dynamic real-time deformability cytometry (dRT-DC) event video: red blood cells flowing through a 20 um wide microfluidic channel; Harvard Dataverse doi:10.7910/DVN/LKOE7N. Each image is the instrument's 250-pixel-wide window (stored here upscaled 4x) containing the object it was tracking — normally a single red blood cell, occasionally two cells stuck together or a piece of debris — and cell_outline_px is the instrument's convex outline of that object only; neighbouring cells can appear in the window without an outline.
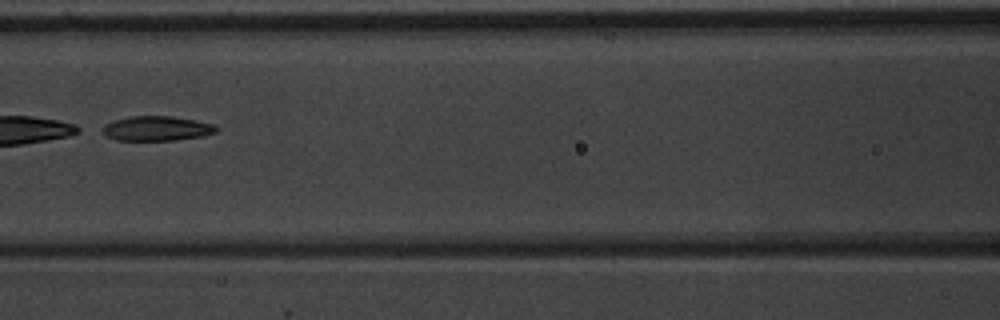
{"species": "common noctule bat (a hibernating species)", "species_latin": "Nyctalus noctula", "temperature_condition": "warm", "stored_images_in_passage": 9, "camera_frame_rate_fps": 3000, "um_per_image_px": 0.085, "animal": {"sex": "male", "body_mass_g": 20.1, "forearm_length_mm": 53.5}, "frame": {"image": 1, "passage_image": 6, "time_ms": 7.0, "image_size_px": [1000, 320], "cell_outline_px": [[220, 128], [216, 132], [204, 136], [176, 140], [116, 140], [108, 136], [96, 128], [112, 120], [132, 116], [172, 116], [196, 120], [212, 124]], "centroid_in_image_um": [13.28, 10.91], "position_along_channel_um": 153.3, "area_um2": 16.65}}
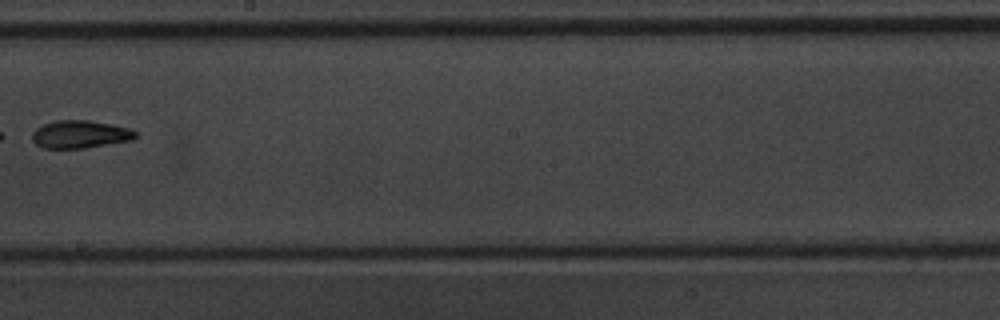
{"frame": {"image": 2, "passage_image": 8, "time_ms": 9.333, "image_size_px": [1000, 320], "cell_outline_px": [[140, 136], [132, 140], [84, 148], [44, 148], [36, 144], [32, 140], [32, 132], [36, 128], [44, 124], [56, 120], [88, 120], [128, 128], [140, 132]], "centroid_in_image_um": [6.84, 11.42], "position_along_channel_um": 241.4, "area_um2": 16.76}}
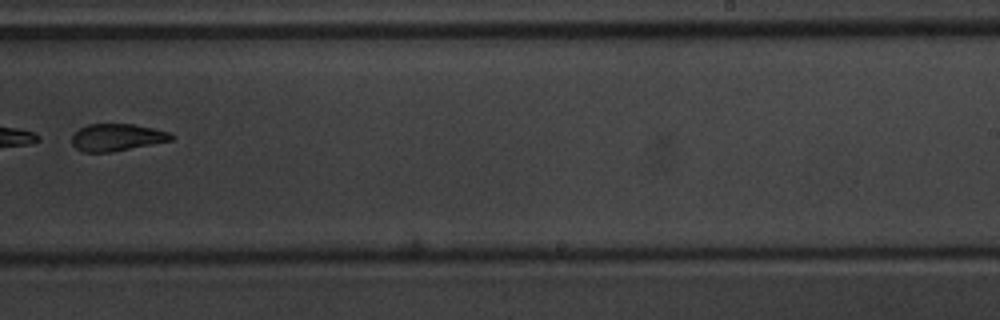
{"frame": {"image": 3, "passage_image": 9, "time_ms": 10.333, "image_size_px": [1000, 320], "cell_outline_px": [[176, 136], [172, 140], [112, 152], [84, 152], [76, 148], [72, 144], [72, 136], [80, 128], [88, 124], [132, 124], [172, 132]], "centroid_in_image_um": [9.96, 11.67], "position_along_channel_um": 279.0, "area_um2": 15.72}}